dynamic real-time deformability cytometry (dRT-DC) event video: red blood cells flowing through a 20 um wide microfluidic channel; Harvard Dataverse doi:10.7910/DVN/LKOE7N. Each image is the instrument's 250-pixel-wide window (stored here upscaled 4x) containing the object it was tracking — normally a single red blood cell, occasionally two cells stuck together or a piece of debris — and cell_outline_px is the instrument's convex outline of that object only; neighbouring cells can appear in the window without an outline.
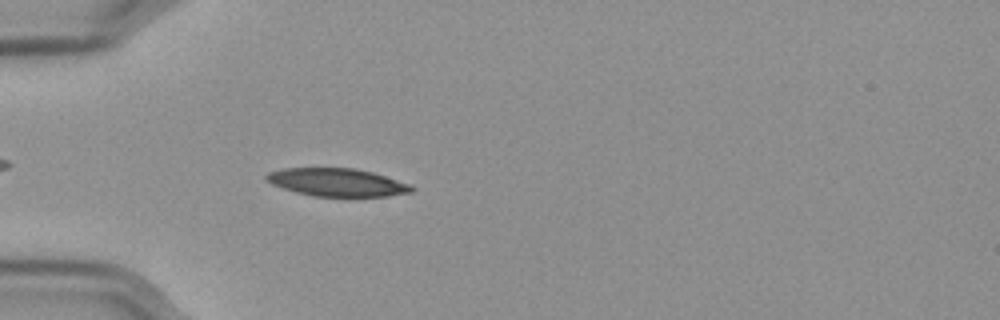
{"species": "Egyptian fruit bat (a non-hibernating species)", "species_latin": "Rousettus aegyptiacus", "temperature_condition": "cold", "stored_images_in_passage": 47, "camera_frame_rate_fps": 3000, "um_per_image_px": 0.085, "frame": {"image": 1, "passage_image": 7, "time_ms": 2.0, "image_size_px": [1000, 320], "cell_outline_px": [[416, 188], [412, 192], [388, 196], [316, 196], [296, 192], [272, 184], [264, 176], [268, 172], [284, 168], [356, 168], [372, 172], [412, 184]], "centroid_in_image_um": [28.7, 15.49], "position_along_channel_um": 56.3, "area_um2": 23.58}}
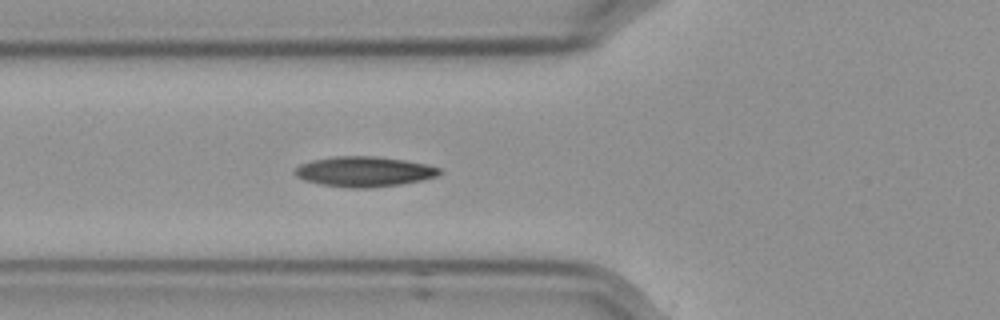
{"frame": {"image": 2, "passage_image": 11, "time_ms": 3.333, "image_size_px": [1000, 320], "cell_outline_px": [[444, 172], [436, 176], [420, 180], [400, 184], [368, 188], [348, 188], [320, 184], [304, 180], [296, 176], [292, 172], [300, 164], [312, 160], [332, 156], [376, 156], [404, 160], [428, 164], [440, 168]], "centroid_in_image_um": [30.94, 14.58], "position_along_channel_um": 94.9, "area_um2": 25.55}}
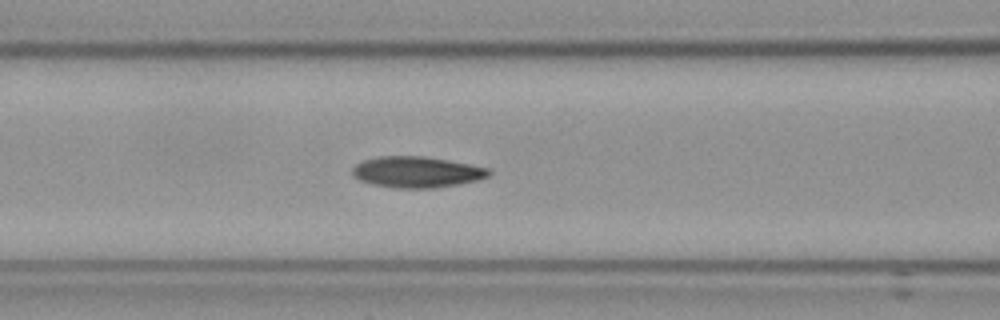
{"frame": {"image": 3, "passage_image": 14, "time_ms": 4.333, "image_size_px": [1000, 320], "cell_outline_px": [[492, 172], [488, 176], [476, 180], [460, 184], [432, 188], [396, 188], [372, 184], [360, 180], [352, 176], [352, 168], [356, 164], [364, 160], [380, 156], [424, 156], [468, 164], [488, 168]], "centroid_in_image_um": [35.39, 14.62], "position_along_channel_um": 131.2, "area_um2": 24.57}, "authors_computed_cell_mechanics": {"area_um2": 24.1026, "velocity_mm_per_s": 3.5598, "shape_relaxation_time_tau1_ms": null, "shape_relaxation_time_tau2_ms": 2.8524, "deformation_change_tau1": null, "deformation_change_tau2": 0.0967}}